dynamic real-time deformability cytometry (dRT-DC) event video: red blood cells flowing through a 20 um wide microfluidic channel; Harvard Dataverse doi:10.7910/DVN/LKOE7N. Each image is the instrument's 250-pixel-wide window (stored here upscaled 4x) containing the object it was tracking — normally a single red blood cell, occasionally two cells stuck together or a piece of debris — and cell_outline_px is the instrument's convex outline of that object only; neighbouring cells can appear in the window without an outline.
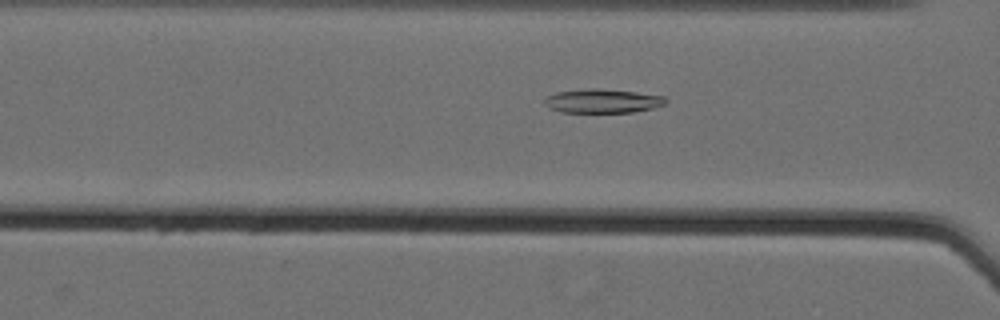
{"species": "Egyptian fruit bat (a non-hibernating species)", "species_latin": "Rousettus aegyptiacus", "temperature_condition": "cold", "stored_images_in_passage": 46, "camera_frame_rate_fps": 3000, "um_per_image_px": 0.085, "animal": {"sex": "female"}, "frame": {"image": 1, "passage_image": 14, "time_ms": 4.333, "image_size_px": [1000, 320], "cell_outline_px": [[668, 104], [652, 108], [632, 112], [560, 112], [548, 108], [544, 104], [544, 100], [548, 96], [556, 92], [584, 88], [600, 88], [636, 92], [664, 96], [668, 100]], "centroid_in_image_um": [51.22, 8.58], "position_along_channel_um": 115.4, "area_um2": 17.11}}
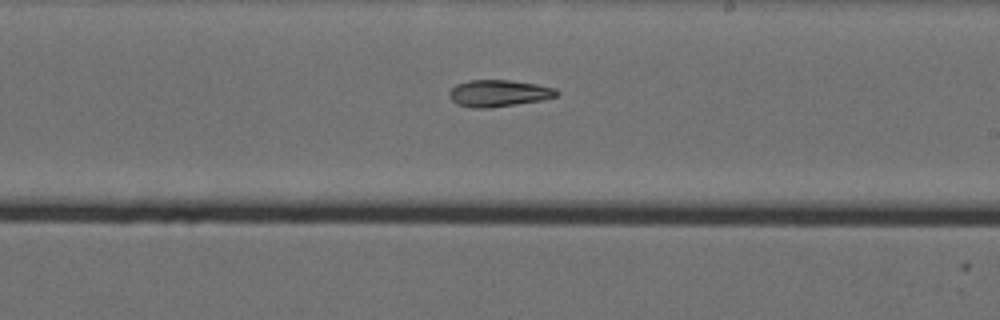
{"frame": {"image": 2, "passage_image": 25, "time_ms": 8.0, "image_size_px": [1000, 320], "cell_outline_px": [[560, 92], [556, 96], [544, 100], [488, 108], [472, 108], [456, 104], [448, 96], [448, 92], [456, 84], [468, 80], [508, 80], [536, 84], [556, 88]], "centroid_in_image_um": [42.37, 7.93], "position_along_channel_um": 246.6, "area_um2": 16.88}}
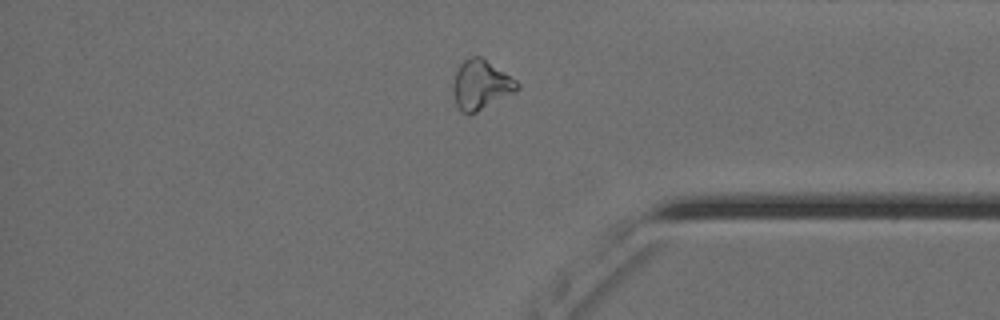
{"frame": {"image": 3, "passage_image": 38, "time_ms": 12.333, "image_size_px": [1000, 320], "cell_outline_px": [[520, 88], [516, 92], [468, 116], [460, 112], [456, 104], [452, 88], [452, 84], [456, 72], [460, 64], [464, 60], [472, 56], [480, 56], [516, 80], [520, 84]], "centroid_in_image_um": [40.86, 7.24], "position_along_channel_um": 394.3, "area_um2": 18.5}}